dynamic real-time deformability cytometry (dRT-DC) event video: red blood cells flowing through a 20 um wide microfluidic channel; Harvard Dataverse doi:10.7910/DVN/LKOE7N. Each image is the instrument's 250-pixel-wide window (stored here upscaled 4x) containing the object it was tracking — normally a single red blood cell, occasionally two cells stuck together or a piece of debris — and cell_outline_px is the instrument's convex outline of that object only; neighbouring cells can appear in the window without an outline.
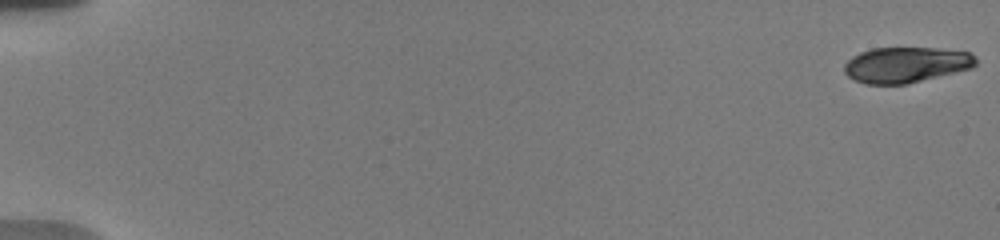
{"species": "human", "species_latin": "Homo sapiens", "temperature_condition": "warm", "stored_images_in_passage": 45, "camera_frame_rate_fps": 3000, "um_per_image_px": 0.085, "donor": {"sex": "male"}, "frame": {"image": 1, "passage_image": 1, "time_ms": 0.0, "image_size_px": [1000, 240], "cell_outline_px": [[976, 64], [972, 68], [908, 84], [868, 84], [856, 80], [848, 76], [844, 72], [844, 64], [852, 56], [860, 52], [872, 48], [936, 48], [968, 52], [976, 56]], "centroid_in_image_um": [77.01, 5.5], "position_along_channel_um": 8.0, "area_um2": 27.28}}
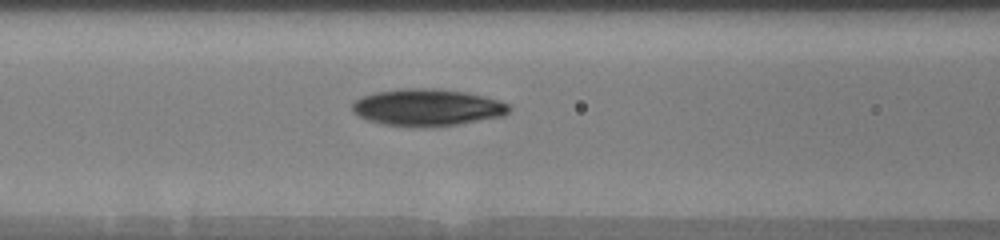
{"frame": {"image": 2, "passage_image": 16, "time_ms": 8.333, "image_size_px": [1000, 240], "cell_outline_px": [[512, 108], [504, 116], [456, 124], [424, 128], [408, 128], [380, 124], [368, 120], [352, 112], [352, 104], [360, 96], [376, 92], [400, 88], [436, 88], [464, 92], [484, 96], [500, 100], [508, 104]], "centroid_in_image_um": [36.29, 9.14], "position_along_channel_um": 130.3, "area_um2": 34.28}}
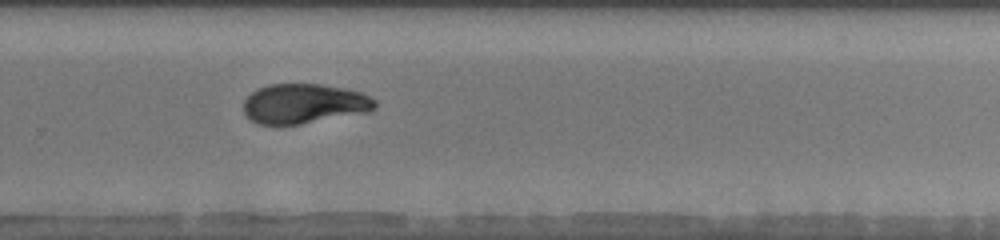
{"frame": {"image": 3, "passage_image": 28, "time_ms": 13.0, "image_size_px": [1000, 240], "cell_outline_px": [[376, 108], [368, 112], [300, 124], [276, 128], [256, 124], [248, 120], [244, 116], [244, 100], [256, 88], [268, 84], [320, 84], [344, 88], [360, 92], [376, 100]], "centroid_in_image_um": [25.76, 8.85], "position_along_channel_um": 304.0, "area_um2": 31.27}, "authors_computed_cell_mechanics": {"area_um2": 31.212, "velocity_mm_per_s": 3.7296, "shape_relaxation_time_tau1_ms": 3.9986, "shape_relaxation_time_tau2_ms": 4.2656, "deformation_change_tau1": 0.1534, "deformation_change_tau2": 0.0809}}